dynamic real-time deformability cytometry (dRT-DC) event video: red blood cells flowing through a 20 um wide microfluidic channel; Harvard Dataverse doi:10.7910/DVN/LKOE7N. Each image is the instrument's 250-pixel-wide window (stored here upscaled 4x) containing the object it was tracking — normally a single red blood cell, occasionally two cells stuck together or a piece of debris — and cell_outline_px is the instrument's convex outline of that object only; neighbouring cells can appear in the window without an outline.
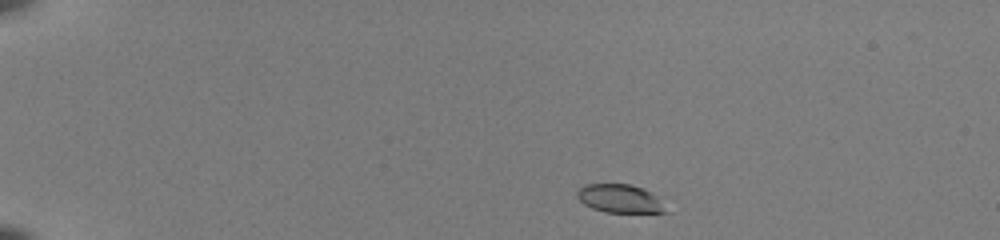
{"species": "common noctule bat (a hibernating species)", "species_latin": "Nyctalus noctula", "temperature_condition": "room temperature", "stored_images_in_passage": 43, "camera_frame_rate_fps": 3000, "um_per_image_px": 0.085, "animal": {"sex": "female", "body_mass_g": 22.0, "forearm_length_mm": 56.7}, "frame": {"image": 1, "passage_image": 1, "time_ms": 0.0, "image_size_px": [1000, 240], "cell_outline_px": [[664, 212], [604, 212], [592, 208], [584, 204], [576, 196], [576, 192], [584, 184], [628, 184], [644, 188], [652, 192], [656, 196]], "centroid_in_image_um": [52.59, 16.86], "position_along_channel_um": 32.4, "area_um2": 14.33}}
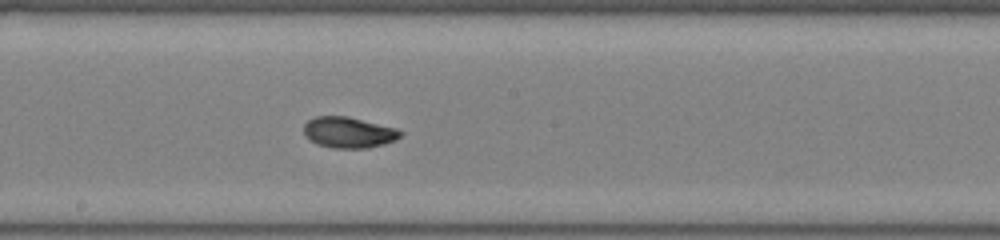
{"frame": {"image": 2, "passage_image": 22, "time_ms": 7.0, "image_size_px": [1000, 240], "cell_outline_px": [[404, 132], [396, 140], [384, 144], [368, 148], [336, 148], [316, 144], [304, 132], [304, 124], [308, 120], [316, 116], [348, 116], [396, 128]], "centroid_in_image_um": [29.66, 11.25], "position_along_channel_um": 218.5, "area_um2": 17.34}}
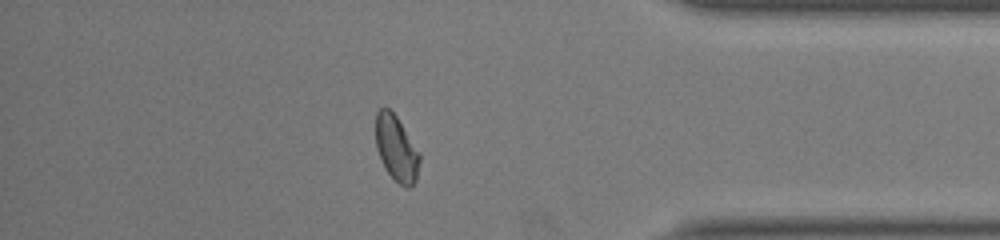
{"frame": {"image": 3, "passage_image": 37, "time_ms": 12.0, "image_size_px": [1000, 240], "cell_outline_px": [[420, 160], [416, 180], [408, 188], [400, 184], [388, 172], [376, 148], [376, 112], [380, 108], [388, 108], [396, 116], [420, 152]], "centroid_in_image_um": [33.7, 12.6], "position_along_channel_um": 401.5, "area_um2": 16.47}, "authors_computed_cell_mechanics": {"area_um2": 16.9932, "velocity_mm_per_s": 3.9867, "shape_relaxation_time_tau1_ms": 4.249, "shape_relaxation_time_tau2_ms": 1.6729, "deformation_change_tau1": 0.1761, "deformation_change_tau2": 0.0591}}